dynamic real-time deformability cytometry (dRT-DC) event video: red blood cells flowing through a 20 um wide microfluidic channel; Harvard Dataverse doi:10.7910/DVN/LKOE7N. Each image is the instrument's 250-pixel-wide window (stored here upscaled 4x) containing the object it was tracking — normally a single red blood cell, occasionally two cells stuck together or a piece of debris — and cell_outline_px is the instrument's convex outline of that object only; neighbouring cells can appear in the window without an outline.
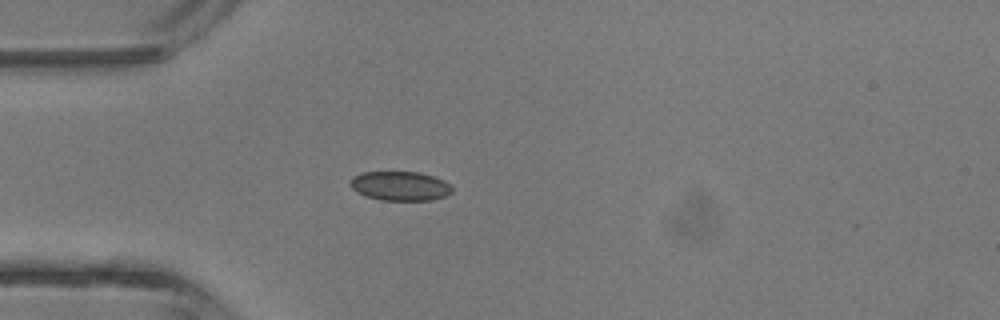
{"species": "common noctule bat (a hibernating species)", "species_latin": "Nyctalus noctula", "temperature_condition": "room temperature", "stored_images_in_passage": 3, "camera_frame_rate_fps": 3000, "um_per_image_px": 0.085, "animal": {"sex": "male", "body_mass_g": 13.3}, "frame": {"image": 1, "passage_image": 3, "time_ms": 2.333, "image_size_px": [1000, 320], "cell_outline_px": [[452, 192], [448, 196], [432, 200], [380, 200], [364, 196], [356, 192], [348, 184], [352, 176], [364, 172], [420, 172], [444, 180], [452, 188]], "centroid_in_image_um": [33.98, 15.81], "position_along_channel_um": 51.0, "area_um2": 17.57}}